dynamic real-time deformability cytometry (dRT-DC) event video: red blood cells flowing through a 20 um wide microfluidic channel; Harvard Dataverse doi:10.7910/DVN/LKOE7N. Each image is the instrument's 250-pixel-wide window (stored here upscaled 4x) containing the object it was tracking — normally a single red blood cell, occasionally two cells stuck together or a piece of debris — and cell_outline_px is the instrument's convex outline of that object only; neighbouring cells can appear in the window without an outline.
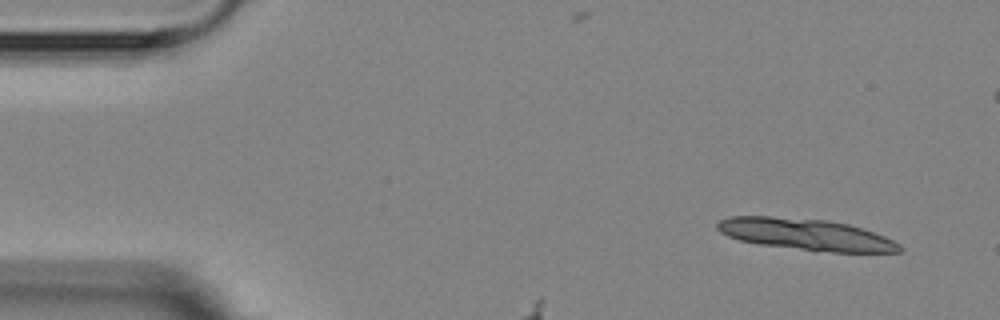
{"species": "Egyptian fruit bat (a non-hibernating species)", "species_latin": "Rousettus aegyptiacus", "temperature_condition": "room temperature", "stored_images_in_passage": 9, "segment_of_instrument_passage": [1, 2], "camera_frame_rate_fps": 3000, "um_per_image_px": 0.085, "animal": {"sex": "female"}, "frame": {"image": 1, "passage_image": 1, "time_ms": 0.0, "image_size_px": [1000, 320], "cell_outline_px": [[904, 248], [900, 252], [832, 252], [760, 244], [740, 240], [728, 236], [720, 232], [716, 228], [716, 224], [720, 220], [728, 216], [772, 216], [828, 220], [848, 224], [884, 236], [900, 244]], "centroid_in_image_um": [68.48, 19.91], "position_along_channel_um": 16.5, "area_um2": 33.18}}